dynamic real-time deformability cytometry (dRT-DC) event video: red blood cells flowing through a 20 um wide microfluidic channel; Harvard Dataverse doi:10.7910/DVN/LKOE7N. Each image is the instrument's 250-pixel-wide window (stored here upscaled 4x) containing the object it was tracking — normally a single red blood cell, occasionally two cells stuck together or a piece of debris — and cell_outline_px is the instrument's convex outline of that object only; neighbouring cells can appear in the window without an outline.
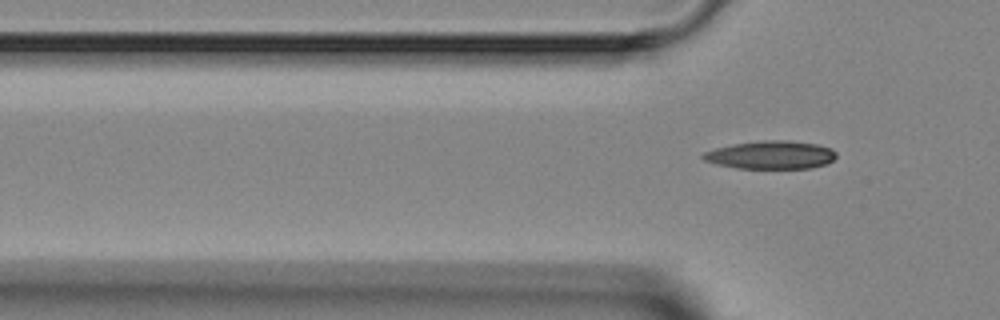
{"species": "Egyptian fruit bat (a non-hibernating species)", "species_latin": "Rousettus aegyptiacus", "temperature_condition": "room temperature", "stored_images_in_passage": 6, "camera_frame_rate_fps": 3000, "um_per_image_px": 0.085, "animal": {"sex": "female"}, "frame": {"image": 1, "passage_image": 6, "time_ms": 6.333, "image_size_px": [1000, 320], "cell_outline_px": [[836, 156], [828, 164], [812, 168], [736, 168], [716, 164], [704, 160], [700, 156], [704, 152], [716, 148], [732, 144], [760, 140], [788, 140], [816, 144], [832, 148], [836, 152]], "centroid_in_image_um": [65.53, 13.16], "position_along_channel_um": 60.3, "area_um2": 21.96}}